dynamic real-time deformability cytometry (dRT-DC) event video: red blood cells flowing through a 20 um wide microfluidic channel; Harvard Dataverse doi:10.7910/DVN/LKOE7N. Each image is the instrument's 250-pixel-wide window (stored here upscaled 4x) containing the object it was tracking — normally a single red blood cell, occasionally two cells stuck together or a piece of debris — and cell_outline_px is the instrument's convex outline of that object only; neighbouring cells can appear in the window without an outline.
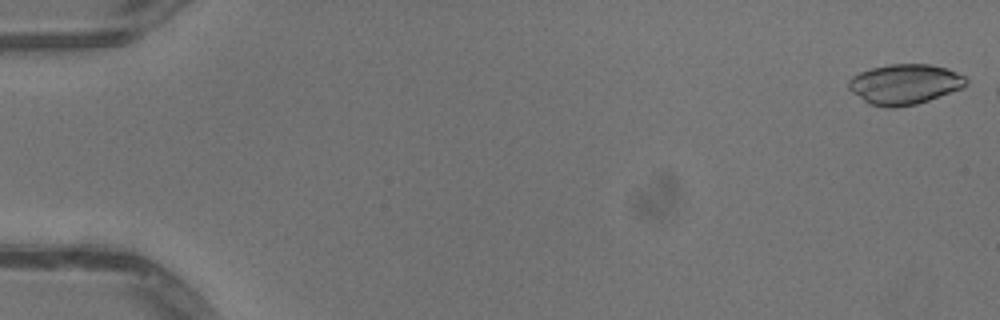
{"species": "common noctule bat (a hibernating species)", "species_latin": "Nyctalus noctula", "temperature_condition": "warm", "stored_images_in_passage": 7, "camera_frame_rate_fps": 3000, "um_per_image_px": 0.085, "animal": {"sex": "male", "body_mass_g": 13.3}, "frame": {"image": 1, "passage_image": 1, "time_ms": 0.0, "image_size_px": [1000, 320], "cell_outline_px": [[968, 84], [960, 88], [928, 100], [916, 104], [892, 108], [888, 108], [868, 104], [852, 92], [848, 88], [848, 80], [852, 76], [860, 72], [872, 68], [888, 64], [932, 64], [948, 68], [964, 76], [968, 80]], "centroid_in_image_um": [76.87, 7.15], "position_along_channel_um": 8.1, "area_um2": 27.51}}